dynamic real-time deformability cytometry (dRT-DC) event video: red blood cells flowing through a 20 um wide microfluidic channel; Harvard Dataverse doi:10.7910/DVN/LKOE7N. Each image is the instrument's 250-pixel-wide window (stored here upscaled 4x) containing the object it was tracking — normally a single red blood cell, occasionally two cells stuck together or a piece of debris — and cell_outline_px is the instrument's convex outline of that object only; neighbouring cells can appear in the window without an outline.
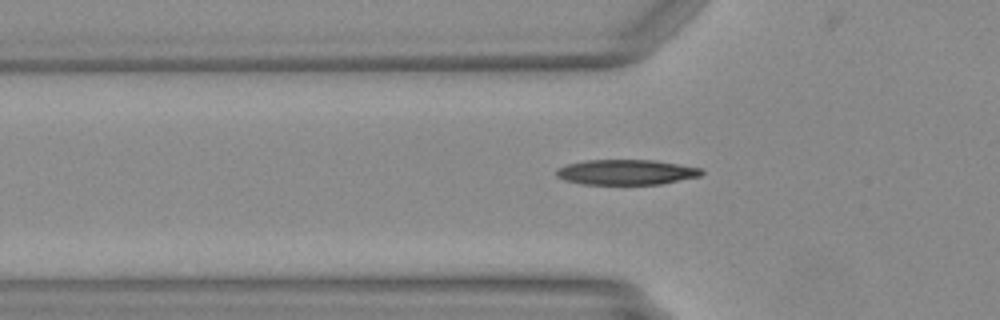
{"species": "Egyptian fruit bat (a non-hibernating species)", "species_latin": "Rousettus aegyptiacus", "temperature_condition": "warm", "stored_images_in_passage": 40, "camera_frame_rate_fps": 3000, "um_per_image_px": 0.085, "animal": {"sex": "female"}, "frame": {"image": 1, "passage_image": 7, "time_ms": 2.0, "image_size_px": [1000, 320], "cell_outline_px": [[704, 172], [700, 176], [660, 184], [584, 184], [564, 180], [556, 176], [556, 172], [560, 168], [568, 164], [588, 160], [652, 160], [700, 168]], "centroid_in_image_um": [53.22, 14.64], "position_along_channel_um": 72.6, "area_um2": 20.98}}